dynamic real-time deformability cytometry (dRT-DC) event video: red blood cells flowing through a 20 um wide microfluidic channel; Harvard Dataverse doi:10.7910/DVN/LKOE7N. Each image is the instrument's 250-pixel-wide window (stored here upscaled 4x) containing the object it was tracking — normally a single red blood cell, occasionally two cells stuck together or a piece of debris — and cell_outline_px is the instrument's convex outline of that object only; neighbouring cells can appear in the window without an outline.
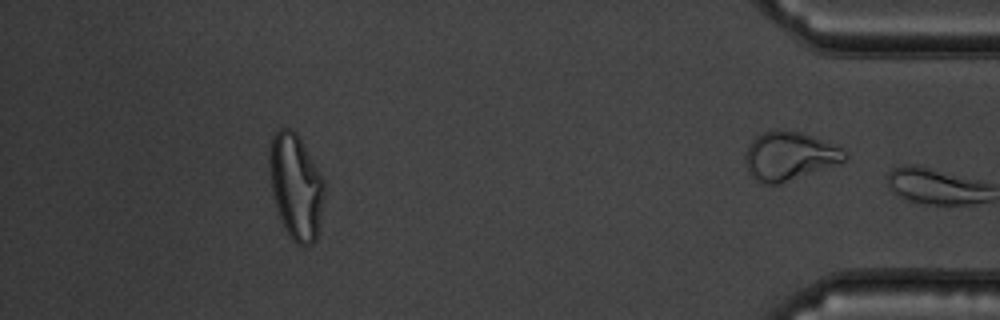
{"species": "common noctule bat (a hibernating species)", "species_latin": "Nyctalus noctula", "temperature_condition": "warm", "stored_images_in_passage": 50, "segment_of_instrument_passage": [2, 2], "camera_frame_rate_fps": 3000, "um_per_image_px": 0.085, "animal": {"sex": "male", "body_mass_g": 19.5, "forearm_length_mm": 54.6}, "frame": {"image": 1, "passage_image": 50, "time_ms": 16.333, "image_size_px": [1000, 320], "cell_outline_px": [[848, 160], [780, 184], [764, 184], [756, 180], [752, 176], [748, 168], [744, 156], [752, 140], [756, 136], [764, 132], [776, 128], [780, 128], [800, 132], [812, 136], [844, 148], [848, 152]], "centroid_in_image_um": [67.13, 13.24], "position_along_channel_um": 368.1, "area_um2": 28.26}}